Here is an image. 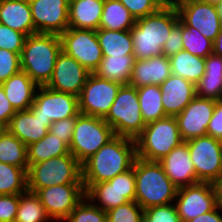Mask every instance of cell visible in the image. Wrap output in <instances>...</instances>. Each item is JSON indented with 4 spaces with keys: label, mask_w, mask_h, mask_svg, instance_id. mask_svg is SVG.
I'll use <instances>...</instances> for the list:
<instances>
[{
    "label": "cell",
    "mask_w": 222,
    "mask_h": 222,
    "mask_svg": "<svg viewBox=\"0 0 222 222\" xmlns=\"http://www.w3.org/2000/svg\"><path fill=\"white\" fill-rule=\"evenodd\" d=\"M196 95L222 100V57L210 54L205 58L204 76L196 84Z\"/></svg>",
    "instance_id": "27"
},
{
    "label": "cell",
    "mask_w": 222,
    "mask_h": 222,
    "mask_svg": "<svg viewBox=\"0 0 222 222\" xmlns=\"http://www.w3.org/2000/svg\"><path fill=\"white\" fill-rule=\"evenodd\" d=\"M135 201L145 210L174 203L176 187L158 161L136 158L134 162Z\"/></svg>",
    "instance_id": "3"
},
{
    "label": "cell",
    "mask_w": 222,
    "mask_h": 222,
    "mask_svg": "<svg viewBox=\"0 0 222 222\" xmlns=\"http://www.w3.org/2000/svg\"><path fill=\"white\" fill-rule=\"evenodd\" d=\"M27 190V171L0 162V195L22 194Z\"/></svg>",
    "instance_id": "36"
},
{
    "label": "cell",
    "mask_w": 222,
    "mask_h": 222,
    "mask_svg": "<svg viewBox=\"0 0 222 222\" xmlns=\"http://www.w3.org/2000/svg\"><path fill=\"white\" fill-rule=\"evenodd\" d=\"M96 34L103 56L133 54V41L130 30L116 31L99 28Z\"/></svg>",
    "instance_id": "30"
},
{
    "label": "cell",
    "mask_w": 222,
    "mask_h": 222,
    "mask_svg": "<svg viewBox=\"0 0 222 222\" xmlns=\"http://www.w3.org/2000/svg\"><path fill=\"white\" fill-rule=\"evenodd\" d=\"M180 21L186 27L197 29L214 41L222 28L216 6L200 0H182L176 4Z\"/></svg>",
    "instance_id": "16"
},
{
    "label": "cell",
    "mask_w": 222,
    "mask_h": 222,
    "mask_svg": "<svg viewBox=\"0 0 222 222\" xmlns=\"http://www.w3.org/2000/svg\"><path fill=\"white\" fill-rule=\"evenodd\" d=\"M188 222H222V213L216 206L212 211L193 218Z\"/></svg>",
    "instance_id": "49"
},
{
    "label": "cell",
    "mask_w": 222,
    "mask_h": 222,
    "mask_svg": "<svg viewBox=\"0 0 222 222\" xmlns=\"http://www.w3.org/2000/svg\"><path fill=\"white\" fill-rule=\"evenodd\" d=\"M207 135L216 139L222 138V100H217L215 109L207 128Z\"/></svg>",
    "instance_id": "47"
},
{
    "label": "cell",
    "mask_w": 222,
    "mask_h": 222,
    "mask_svg": "<svg viewBox=\"0 0 222 222\" xmlns=\"http://www.w3.org/2000/svg\"><path fill=\"white\" fill-rule=\"evenodd\" d=\"M175 4L179 3L182 0H172Z\"/></svg>",
    "instance_id": "56"
},
{
    "label": "cell",
    "mask_w": 222,
    "mask_h": 222,
    "mask_svg": "<svg viewBox=\"0 0 222 222\" xmlns=\"http://www.w3.org/2000/svg\"><path fill=\"white\" fill-rule=\"evenodd\" d=\"M90 74L77 60L61 51L57 57L52 77L45 86L79 97Z\"/></svg>",
    "instance_id": "19"
},
{
    "label": "cell",
    "mask_w": 222,
    "mask_h": 222,
    "mask_svg": "<svg viewBox=\"0 0 222 222\" xmlns=\"http://www.w3.org/2000/svg\"><path fill=\"white\" fill-rule=\"evenodd\" d=\"M75 122L76 117H69L66 119L52 122V125L49 127V132L57 136L68 146H70Z\"/></svg>",
    "instance_id": "45"
},
{
    "label": "cell",
    "mask_w": 222,
    "mask_h": 222,
    "mask_svg": "<svg viewBox=\"0 0 222 222\" xmlns=\"http://www.w3.org/2000/svg\"><path fill=\"white\" fill-rule=\"evenodd\" d=\"M182 22L179 20L172 28L170 35L166 39L165 45L162 48V53L166 57H170L179 51L183 50L182 43Z\"/></svg>",
    "instance_id": "46"
},
{
    "label": "cell",
    "mask_w": 222,
    "mask_h": 222,
    "mask_svg": "<svg viewBox=\"0 0 222 222\" xmlns=\"http://www.w3.org/2000/svg\"><path fill=\"white\" fill-rule=\"evenodd\" d=\"M20 194L0 195V222H14Z\"/></svg>",
    "instance_id": "44"
},
{
    "label": "cell",
    "mask_w": 222,
    "mask_h": 222,
    "mask_svg": "<svg viewBox=\"0 0 222 222\" xmlns=\"http://www.w3.org/2000/svg\"><path fill=\"white\" fill-rule=\"evenodd\" d=\"M162 7H172L176 4L172 0H156Z\"/></svg>",
    "instance_id": "52"
},
{
    "label": "cell",
    "mask_w": 222,
    "mask_h": 222,
    "mask_svg": "<svg viewBox=\"0 0 222 222\" xmlns=\"http://www.w3.org/2000/svg\"><path fill=\"white\" fill-rule=\"evenodd\" d=\"M107 222H144V209L136 201H129L108 210Z\"/></svg>",
    "instance_id": "39"
},
{
    "label": "cell",
    "mask_w": 222,
    "mask_h": 222,
    "mask_svg": "<svg viewBox=\"0 0 222 222\" xmlns=\"http://www.w3.org/2000/svg\"><path fill=\"white\" fill-rule=\"evenodd\" d=\"M136 23L135 17L119 0H104L99 28L126 31Z\"/></svg>",
    "instance_id": "32"
},
{
    "label": "cell",
    "mask_w": 222,
    "mask_h": 222,
    "mask_svg": "<svg viewBox=\"0 0 222 222\" xmlns=\"http://www.w3.org/2000/svg\"><path fill=\"white\" fill-rule=\"evenodd\" d=\"M121 86L91 73L78 97L79 113L104 119Z\"/></svg>",
    "instance_id": "11"
},
{
    "label": "cell",
    "mask_w": 222,
    "mask_h": 222,
    "mask_svg": "<svg viewBox=\"0 0 222 222\" xmlns=\"http://www.w3.org/2000/svg\"><path fill=\"white\" fill-rule=\"evenodd\" d=\"M51 125V120H46L38 114H32L27 109L16 111L6 129L28 146L42 139L49 132Z\"/></svg>",
    "instance_id": "22"
},
{
    "label": "cell",
    "mask_w": 222,
    "mask_h": 222,
    "mask_svg": "<svg viewBox=\"0 0 222 222\" xmlns=\"http://www.w3.org/2000/svg\"><path fill=\"white\" fill-rule=\"evenodd\" d=\"M159 86L167 116L178 115L196 96V85L174 74H171Z\"/></svg>",
    "instance_id": "21"
},
{
    "label": "cell",
    "mask_w": 222,
    "mask_h": 222,
    "mask_svg": "<svg viewBox=\"0 0 222 222\" xmlns=\"http://www.w3.org/2000/svg\"><path fill=\"white\" fill-rule=\"evenodd\" d=\"M136 158L135 140L115 135L81 165L84 190L131 169Z\"/></svg>",
    "instance_id": "1"
},
{
    "label": "cell",
    "mask_w": 222,
    "mask_h": 222,
    "mask_svg": "<svg viewBox=\"0 0 222 222\" xmlns=\"http://www.w3.org/2000/svg\"><path fill=\"white\" fill-rule=\"evenodd\" d=\"M144 222H181L174 203L144 210Z\"/></svg>",
    "instance_id": "41"
},
{
    "label": "cell",
    "mask_w": 222,
    "mask_h": 222,
    "mask_svg": "<svg viewBox=\"0 0 222 222\" xmlns=\"http://www.w3.org/2000/svg\"><path fill=\"white\" fill-rule=\"evenodd\" d=\"M36 33L61 35L69 28L67 0H28Z\"/></svg>",
    "instance_id": "17"
},
{
    "label": "cell",
    "mask_w": 222,
    "mask_h": 222,
    "mask_svg": "<svg viewBox=\"0 0 222 222\" xmlns=\"http://www.w3.org/2000/svg\"><path fill=\"white\" fill-rule=\"evenodd\" d=\"M1 85L15 111L27 110L33 104L38 85L24 71L12 75Z\"/></svg>",
    "instance_id": "25"
},
{
    "label": "cell",
    "mask_w": 222,
    "mask_h": 222,
    "mask_svg": "<svg viewBox=\"0 0 222 222\" xmlns=\"http://www.w3.org/2000/svg\"><path fill=\"white\" fill-rule=\"evenodd\" d=\"M135 60L133 54L103 56L93 74L99 78L108 79L121 85H129Z\"/></svg>",
    "instance_id": "28"
},
{
    "label": "cell",
    "mask_w": 222,
    "mask_h": 222,
    "mask_svg": "<svg viewBox=\"0 0 222 222\" xmlns=\"http://www.w3.org/2000/svg\"><path fill=\"white\" fill-rule=\"evenodd\" d=\"M180 20L176 6L161 7L157 12L136 19L130 29L136 60L161 56L173 26Z\"/></svg>",
    "instance_id": "2"
},
{
    "label": "cell",
    "mask_w": 222,
    "mask_h": 222,
    "mask_svg": "<svg viewBox=\"0 0 222 222\" xmlns=\"http://www.w3.org/2000/svg\"><path fill=\"white\" fill-rule=\"evenodd\" d=\"M196 178L214 184L222 176V145L219 139L205 135L185 141Z\"/></svg>",
    "instance_id": "9"
},
{
    "label": "cell",
    "mask_w": 222,
    "mask_h": 222,
    "mask_svg": "<svg viewBox=\"0 0 222 222\" xmlns=\"http://www.w3.org/2000/svg\"><path fill=\"white\" fill-rule=\"evenodd\" d=\"M83 183L82 167L71 154L53 157L31 164L27 170V189L35 193L37 190L53 185Z\"/></svg>",
    "instance_id": "6"
},
{
    "label": "cell",
    "mask_w": 222,
    "mask_h": 222,
    "mask_svg": "<svg viewBox=\"0 0 222 222\" xmlns=\"http://www.w3.org/2000/svg\"><path fill=\"white\" fill-rule=\"evenodd\" d=\"M38 196L52 222H64L85 197L83 183L53 185L37 190Z\"/></svg>",
    "instance_id": "14"
},
{
    "label": "cell",
    "mask_w": 222,
    "mask_h": 222,
    "mask_svg": "<svg viewBox=\"0 0 222 222\" xmlns=\"http://www.w3.org/2000/svg\"><path fill=\"white\" fill-rule=\"evenodd\" d=\"M217 207L222 212V176L214 183Z\"/></svg>",
    "instance_id": "50"
},
{
    "label": "cell",
    "mask_w": 222,
    "mask_h": 222,
    "mask_svg": "<svg viewBox=\"0 0 222 222\" xmlns=\"http://www.w3.org/2000/svg\"><path fill=\"white\" fill-rule=\"evenodd\" d=\"M27 35L0 23V48L21 55Z\"/></svg>",
    "instance_id": "40"
},
{
    "label": "cell",
    "mask_w": 222,
    "mask_h": 222,
    "mask_svg": "<svg viewBox=\"0 0 222 222\" xmlns=\"http://www.w3.org/2000/svg\"><path fill=\"white\" fill-rule=\"evenodd\" d=\"M51 220L45 207L35 193L27 190L20 194L14 222H50Z\"/></svg>",
    "instance_id": "35"
},
{
    "label": "cell",
    "mask_w": 222,
    "mask_h": 222,
    "mask_svg": "<svg viewBox=\"0 0 222 222\" xmlns=\"http://www.w3.org/2000/svg\"><path fill=\"white\" fill-rule=\"evenodd\" d=\"M0 162L28 170L27 146L6 128L0 134Z\"/></svg>",
    "instance_id": "34"
},
{
    "label": "cell",
    "mask_w": 222,
    "mask_h": 222,
    "mask_svg": "<svg viewBox=\"0 0 222 222\" xmlns=\"http://www.w3.org/2000/svg\"><path fill=\"white\" fill-rule=\"evenodd\" d=\"M212 53L222 57V28L215 40L213 41Z\"/></svg>",
    "instance_id": "51"
},
{
    "label": "cell",
    "mask_w": 222,
    "mask_h": 222,
    "mask_svg": "<svg viewBox=\"0 0 222 222\" xmlns=\"http://www.w3.org/2000/svg\"><path fill=\"white\" fill-rule=\"evenodd\" d=\"M171 74L170 60L165 55L135 60L129 85L136 89L147 85L159 86Z\"/></svg>",
    "instance_id": "23"
},
{
    "label": "cell",
    "mask_w": 222,
    "mask_h": 222,
    "mask_svg": "<svg viewBox=\"0 0 222 222\" xmlns=\"http://www.w3.org/2000/svg\"><path fill=\"white\" fill-rule=\"evenodd\" d=\"M104 7V0H77L69 3V28L99 29Z\"/></svg>",
    "instance_id": "26"
},
{
    "label": "cell",
    "mask_w": 222,
    "mask_h": 222,
    "mask_svg": "<svg viewBox=\"0 0 222 222\" xmlns=\"http://www.w3.org/2000/svg\"><path fill=\"white\" fill-rule=\"evenodd\" d=\"M216 8H217V11H218L219 18L222 22V1L216 6Z\"/></svg>",
    "instance_id": "54"
},
{
    "label": "cell",
    "mask_w": 222,
    "mask_h": 222,
    "mask_svg": "<svg viewBox=\"0 0 222 222\" xmlns=\"http://www.w3.org/2000/svg\"><path fill=\"white\" fill-rule=\"evenodd\" d=\"M158 162L164 169L165 174L178 188L199 182L185 141L172 149L168 155Z\"/></svg>",
    "instance_id": "20"
},
{
    "label": "cell",
    "mask_w": 222,
    "mask_h": 222,
    "mask_svg": "<svg viewBox=\"0 0 222 222\" xmlns=\"http://www.w3.org/2000/svg\"><path fill=\"white\" fill-rule=\"evenodd\" d=\"M200 1L206 2V3L214 5V6H217L222 0H200Z\"/></svg>",
    "instance_id": "53"
},
{
    "label": "cell",
    "mask_w": 222,
    "mask_h": 222,
    "mask_svg": "<svg viewBox=\"0 0 222 222\" xmlns=\"http://www.w3.org/2000/svg\"><path fill=\"white\" fill-rule=\"evenodd\" d=\"M64 222H107V212L84 197Z\"/></svg>",
    "instance_id": "38"
},
{
    "label": "cell",
    "mask_w": 222,
    "mask_h": 222,
    "mask_svg": "<svg viewBox=\"0 0 222 222\" xmlns=\"http://www.w3.org/2000/svg\"><path fill=\"white\" fill-rule=\"evenodd\" d=\"M135 17H145L157 12L162 6L156 0H119Z\"/></svg>",
    "instance_id": "43"
},
{
    "label": "cell",
    "mask_w": 222,
    "mask_h": 222,
    "mask_svg": "<svg viewBox=\"0 0 222 222\" xmlns=\"http://www.w3.org/2000/svg\"><path fill=\"white\" fill-rule=\"evenodd\" d=\"M114 136L112 127L103 118L79 114L69 146L70 153L82 165Z\"/></svg>",
    "instance_id": "8"
},
{
    "label": "cell",
    "mask_w": 222,
    "mask_h": 222,
    "mask_svg": "<svg viewBox=\"0 0 222 222\" xmlns=\"http://www.w3.org/2000/svg\"><path fill=\"white\" fill-rule=\"evenodd\" d=\"M0 23L27 36L36 33L28 0H0Z\"/></svg>",
    "instance_id": "24"
},
{
    "label": "cell",
    "mask_w": 222,
    "mask_h": 222,
    "mask_svg": "<svg viewBox=\"0 0 222 222\" xmlns=\"http://www.w3.org/2000/svg\"><path fill=\"white\" fill-rule=\"evenodd\" d=\"M134 140L137 158L148 161H160L172 149L184 142L175 116H166L147 123Z\"/></svg>",
    "instance_id": "5"
},
{
    "label": "cell",
    "mask_w": 222,
    "mask_h": 222,
    "mask_svg": "<svg viewBox=\"0 0 222 222\" xmlns=\"http://www.w3.org/2000/svg\"><path fill=\"white\" fill-rule=\"evenodd\" d=\"M15 113V109L6 98L4 89L0 84V124L6 128Z\"/></svg>",
    "instance_id": "48"
},
{
    "label": "cell",
    "mask_w": 222,
    "mask_h": 222,
    "mask_svg": "<svg viewBox=\"0 0 222 222\" xmlns=\"http://www.w3.org/2000/svg\"><path fill=\"white\" fill-rule=\"evenodd\" d=\"M5 130V127L0 124V134Z\"/></svg>",
    "instance_id": "55"
},
{
    "label": "cell",
    "mask_w": 222,
    "mask_h": 222,
    "mask_svg": "<svg viewBox=\"0 0 222 222\" xmlns=\"http://www.w3.org/2000/svg\"><path fill=\"white\" fill-rule=\"evenodd\" d=\"M104 120L117 136L135 139L146 126L140 111L137 89L122 85Z\"/></svg>",
    "instance_id": "7"
},
{
    "label": "cell",
    "mask_w": 222,
    "mask_h": 222,
    "mask_svg": "<svg viewBox=\"0 0 222 222\" xmlns=\"http://www.w3.org/2000/svg\"><path fill=\"white\" fill-rule=\"evenodd\" d=\"M183 50L192 55L206 58L213 52V41L203 36L197 29L182 23Z\"/></svg>",
    "instance_id": "37"
},
{
    "label": "cell",
    "mask_w": 222,
    "mask_h": 222,
    "mask_svg": "<svg viewBox=\"0 0 222 222\" xmlns=\"http://www.w3.org/2000/svg\"><path fill=\"white\" fill-rule=\"evenodd\" d=\"M172 74L197 84L204 76L205 58L192 55L187 51H179L169 57Z\"/></svg>",
    "instance_id": "29"
},
{
    "label": "cell",
    "mask_w": 222,
    "mask_h": 222,
    "mask_svg": "<svg viewBox=\"0 0 222 222\" xmlns=\"http://www.w3.org/2000/svg\"><path fill=\"white\" fill-rule=\"evenodd\" d=\"M29 110L52 122L80 114L77 96L52 90L45 85L38 86Z\"/></svg>",
    "instance_id": "15"
},
{
    "label": "cell",
    "mask_w": 222,
    "mask_h": 222,
    "mask_svg": "<svg viewBox=\"0 0 222 222\" xmlns=\"http://www.w3.org/2000/svg\"><path fill=\"white\" fill-rule=\"evenodd\" d=\"M69 153V146L60 138L48 132L38 142L27 146V162L28 165H31Z\"/></svg>",
    "instance_id": "31"
},
{
    "label": "cell",
    "mask_w": 222,
    "mask_h": 222,
    "mask_svg": "<svg viewBox=\"0 0 222 222\" xmlns=\"http://www.w3.org/2000/svg\"><path fill=\"white\" fill-rule=\"evenodd\" d=\"M21 71L20 55L0 48V84Z\"/></svg>",
    "instance_id": "42"
},
{
    "label": "cell",
    "mask_w": 222,
    "mask_h": 222,
    "mask_svg": "<svg viewBox=\"0 0 222 222\" xmlns=\"http://www.w3.org/2000/svg\"><path fill=\"white\" fill-rule=\"evenodd\" d=\"M74 1H77V0H67L68 4H69V3H72V2H74Z\"/></svg>",
    "instance_id": "57"
},
{
    "label": "cell",
    "mask_w": 222,
    "mask_h": 222,
    "mask_svg": "<svg viewBox=\"0 0 222 222\" xmlns=\"http://www.w3.org/2000/svg\"><path fill=\"white\" fill-rule=\"evenodd\" d=\"M62 51L73 57L90 73L103 58L95 30L68 28L60 35Z\"/></svg>",
    "instance_id": "12"
},
{
    "label": "cell",
    "mask_w": 222,
    "mask_h": 222,
    "mask_svg": "<svg viewBox=\"0 0 222 222\" xmlns=\"http://www.w3.org/2000/svg\"><path fill=\"white\" fill-rule=\"evenodd\" d=\"M174 205L181 222L212 211L217 206L214 184L198 182L178 188Z\"/></svg>",
    "instance_id": "13"
},
{
    "label": "cell",
    "mask_w": 222,
    "mask_h": 222,
    "mask_svg": "<svg viewBox=\"0 0 222 222\" xmlns=\"http://www.w3.org/2000/svg\"><path fill=\"white\" fill-rule=\"evenodd\" d=\"M62 51L59 35L35 33L27 36L20 55L21 70L38 86L52 77L57 57Z\"/></svg>",
    "instance_id": "4"
},
{
    "label": "cell",
    "mask_w": 222,
    "mask_h": 222,
    "mask_svg": "<svg viewBox=\"0 0 222 222\" xmlns=\"http://www.w3.org/2000/svg\"><path fill=\"white\" fill-rule=\"evenodd\" d=\"M140 111L145 124L166 117L162 104L161 89L158 85L137 88Z\"/></svg>",
    "instance_id": "33"
},
{
    "label": "cell",
    "mask_w": 222,
    "mask_h": 222,
    "mask_svg": "<svg viewBox=\"0 0 222 222\" xmlns=\"http://www.w3.org/2000/svg\"><path fill=\"white\" fill-rule=\"evenodd\" d=\"M135 195L134 164L126 172L108 181L93 184L85 191V197L106 212L129 201H135Z\"/></svg>",
    "instance_id": "10"
},
{
    "label": "cell",
    "mask_w": 222,
    "mask_h": 222,
    "mask_svg": "<svg viewBox=\"0 0 222 222\" xmlns=\"http://www.w3.org/2000/svg\"><path fill=\"white\" fill-rule=\"evenodd\" d=\"M216 100L195 96L193 100L175 116L183 141L207 135L209 121L215 109Z\"/></svg>",
    "instance_id": "18"
}]
</instances>
